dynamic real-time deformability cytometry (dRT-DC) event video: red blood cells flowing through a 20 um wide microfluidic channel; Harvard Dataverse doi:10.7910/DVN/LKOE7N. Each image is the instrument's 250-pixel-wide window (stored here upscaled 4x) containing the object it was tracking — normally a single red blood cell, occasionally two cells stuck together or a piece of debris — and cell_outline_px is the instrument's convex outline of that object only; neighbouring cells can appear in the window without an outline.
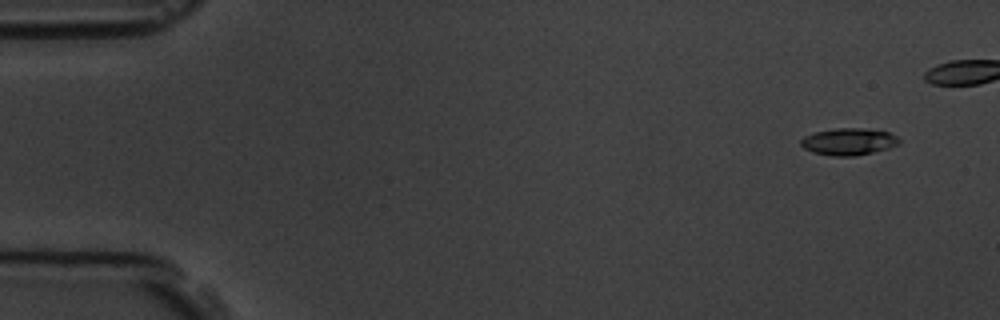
{"species": "common noctule bat (a hibernating species)", "species_latin": "Nyctalus noctula", "temperature_condition": "room temperature", "stored_images_in_passage": 11, "camera_frame_rate_fps": 3000, "um_per_image_px": 0.085, "animal": {"sex": "male", "body_mass_g": 19.5, "forearm_length_mm": 54.6}, "frame": {"image": 1, "passage_image": 1, "time_ms": 0.0, "image_size_px": [1000, 320], "cell_outline_px": [[900, 144], [888, 148], [856, 156], [832, 156], [812, 152], [804, 148], [800, 144], [800, 140], [804, 136], [816, 132], [836, 128], [864, 128], [888, 132], [896, 136], [900, 140]], "centroid_in_image_um": [72.13, 12.04], "position_along_channel_um": 12.9, "area_um2": 15.43}}
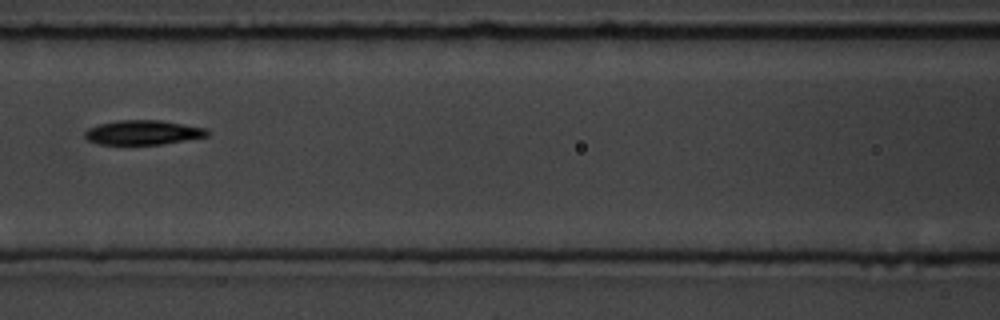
{"frame": {"image": 2, "passage_image": 8, "time_ms": 9.0, "image_size_px": [1000, 320], "cell_outline_px": [[212, 132], [208, 136], [160, 144], [100, 144], [88, 140], [84, 136], [84, 132], [88, 128], [100, 124], [116, 120], [160, 120], [208, 128]], "centroid_in_image_um": [12.18, 11.25], "position_along_channel_um": 154.4, "area_um2": 17.46}}
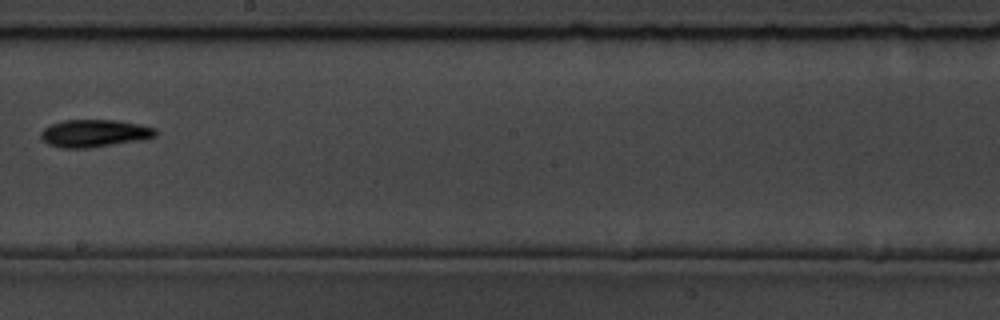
{"frame": {"image": 3, "passage_image": 10, "time_ms": 11.333, "image_size_px": [1000, 320], "cell_outline_px": [[156, 136], [144, 140], [88, 148], [60, 148], [48, 144], [40, 136], [40, 132], [48, 124], [64, 120], [120, 120], [140, 124], [156, 128]], "centroid_in_image_um": [8.03, 11.33], "position_along_channel_um": 240.2, "area_um2": 18.67}}